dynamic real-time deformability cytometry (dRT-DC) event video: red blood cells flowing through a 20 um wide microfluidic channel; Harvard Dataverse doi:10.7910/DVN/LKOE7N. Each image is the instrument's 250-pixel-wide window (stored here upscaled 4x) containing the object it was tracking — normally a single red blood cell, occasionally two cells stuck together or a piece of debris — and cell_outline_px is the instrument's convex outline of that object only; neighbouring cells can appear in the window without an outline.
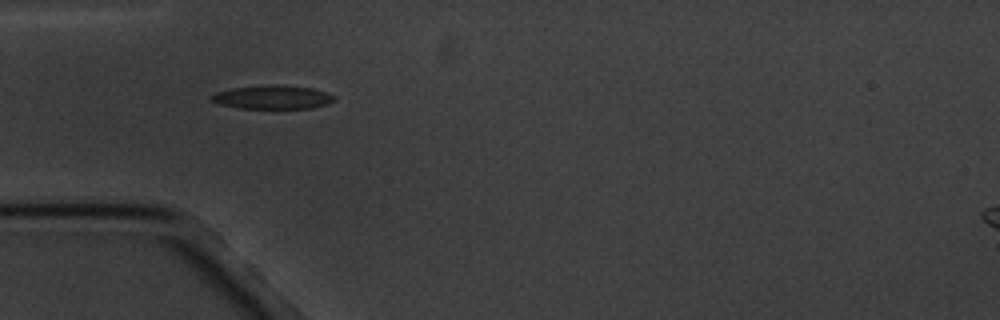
{"species": "common noctule bat (a hibernating species)", "species_latin": "Nyctalus noctula", "temperature_condition": "cold", "stored_images_in_passage": 2, "camera_frame_rate_fps": 3000, "um_per_image_px": 0.085, "animal": {"sex": "male", "body_mass_g": 20.1, "forearm_length_mm": 53.5}, "frame": {"image": 1, "passage_image": 1, "time_ms": 0.0, "image_size_px": [1000, 320], "cell_outline_px": [[336, 100], [328, 104], [312, 108], [240, 108], [220, 104], [212, 100], [212, 96], [216, 92], [232, 88], [268, 84], [280, 84], [312, 88], [328, 92], [336, 96]], "centroid_in_image_um": [23.25, 8.25], "position_along_channel_um": 61.8, "area_um2": 17.05}}
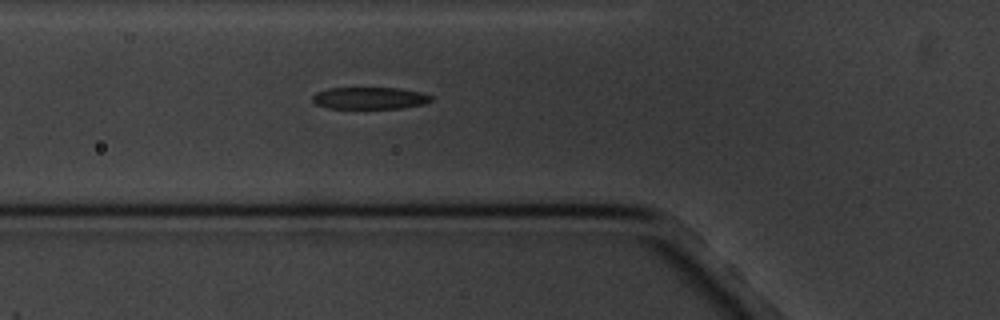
{"frame": {"image": 2, "passage_image": 2, "time_ms": 1.0, "image_size_px": [1000, 320], "cell_outline_px": [[432, 100], [424, 104], [400, 108], [328, 108], [316, 104], [312, 100], [312, 96], [316, 92], [328, 88], [400, 88], [420, 92], [432, 96]], "centroid_in_image_um": [31.41, 8.33], "position_along_channel_um": 94.4, "area_um2": 15.14}}